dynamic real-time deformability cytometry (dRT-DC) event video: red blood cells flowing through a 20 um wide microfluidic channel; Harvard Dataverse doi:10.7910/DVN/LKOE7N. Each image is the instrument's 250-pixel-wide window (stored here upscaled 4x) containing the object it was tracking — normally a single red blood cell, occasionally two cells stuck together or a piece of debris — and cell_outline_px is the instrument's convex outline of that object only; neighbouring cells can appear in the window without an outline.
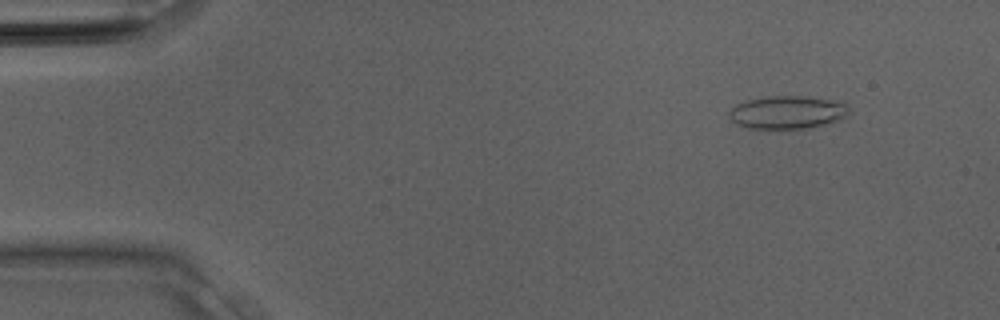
{"species": "Egyptian fruit bat (a non-hibernating species)", "species_latin": "Rousettus aegyptiacus", "temperature_condition": "room temperature", "stored_images_in_passage": 32, "camera_frame_rate_fps": 3000, "um_per_image_px": 0.085, "animal": {"sex": "male"}, "frame": {"image": 1, "passage_image": 4, "time_ms": 1.0, "image_size_px": [1000, 320], "cell_outline_px": [[848, 112], [844, 116], [836, 120], [824, 124], [808, 128], [748, 128], [736, 124], [728, 116], [728, 112], [736, 104], [748, 100], [768, 96], [800, 96], [828, 100], [848, 104]], "centroid_in_image_um": [66.86, 9.55], "position_along_channel_um": 18.1, "area_um2": 22.6}}
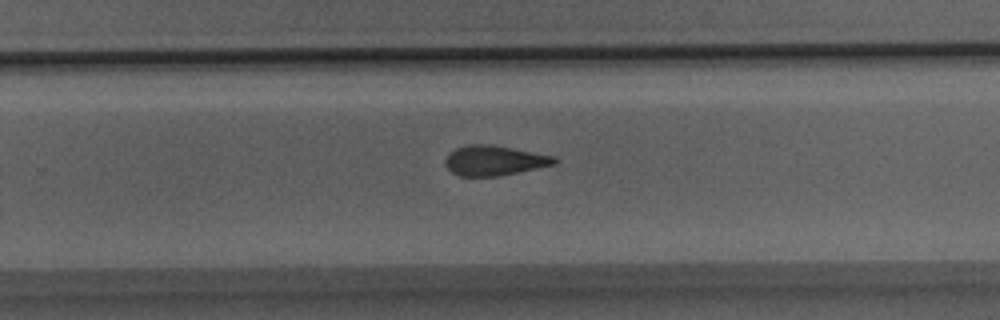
{"frame": {"image": 2, "passage_image": 21, "time_ms": 6.667, "image_size_px": [1000, 320], "cell_outline_px": [[556, 164], [496, 176], [460, 176], [452, 172], [444, 164], [444, 160], [448, 152], [456, 148], [468, 144], [492, 144], [556, 156]], "centroid_in_image_um": [41.98, 13.62], "position_along_channel_um": 287.8, "area_um2": 19.07}}
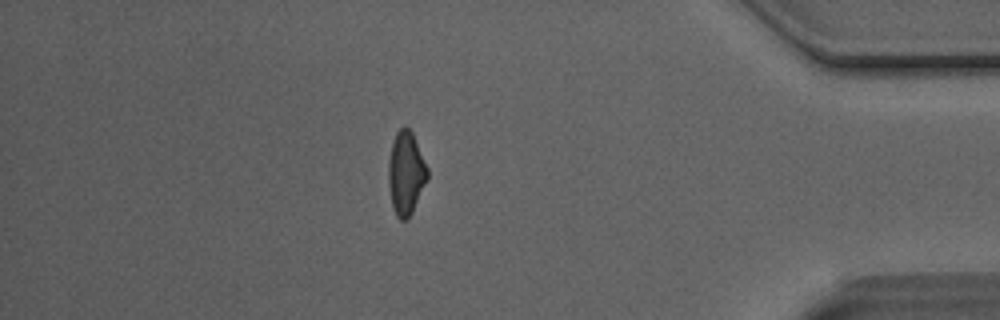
{"frame": {"image": 3, "passage_image": 28, "time_ms": 9.0, "image_size_px": [1000, 320], "cell_outline_px": [[428, 180], [408, 220], [400, 220], [396, 216], [392, 208], [388, 184], [388, 160], [392, 144], [396, 132], [404, 124], [412, 132], [428, 168]], "centroid_in_image_um": [34.5, 14.74], "position_along_channel_um": 400.7, "area_um2": 19.19}}